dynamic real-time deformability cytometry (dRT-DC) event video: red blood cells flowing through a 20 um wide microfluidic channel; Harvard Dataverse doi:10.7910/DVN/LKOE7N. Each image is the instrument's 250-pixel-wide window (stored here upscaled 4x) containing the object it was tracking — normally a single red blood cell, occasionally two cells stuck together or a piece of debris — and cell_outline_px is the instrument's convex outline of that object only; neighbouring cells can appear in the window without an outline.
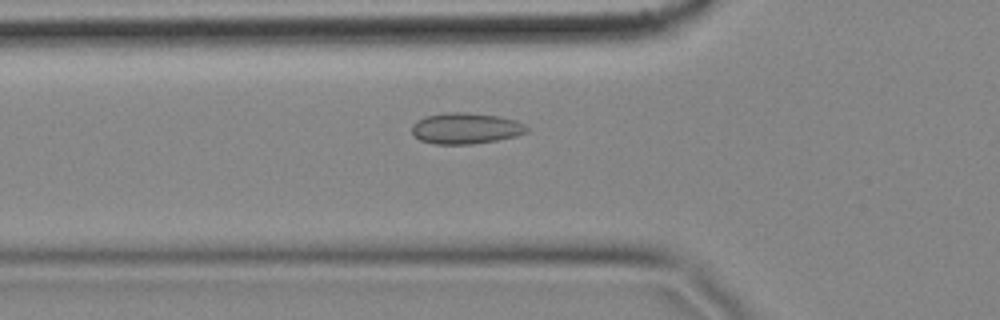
{"species": "common noctule bat (a hibernating species)", "species_latin": "Nyctalus noctula", "temperature_condition": "cold", "stored_images_in_passage": 51, "camera_frame_rate_fps": 3000, "um_per_image_px": 0.085, "animal": {"sex": "female", "body_mass_g": 18.4}, "frame": {"image": 1, "passage_image": 19, "time_ms": 6.0, "image_size_px": [1000, 320], "cell_outline_px": [[528, 132], [516, 136], [496, 140], [472, 144], [432, 144], [420, 140], [412, 132], [412, 124], [416, 120], [424, 116], [444, 112], [468, 112], [500, 116], [516, 120], [524, 124], [528, 128]], "centroid_in_image_um": [39.57, 10.9], "position_along_channel_um": 86.2, "area_um2": 21.04}}
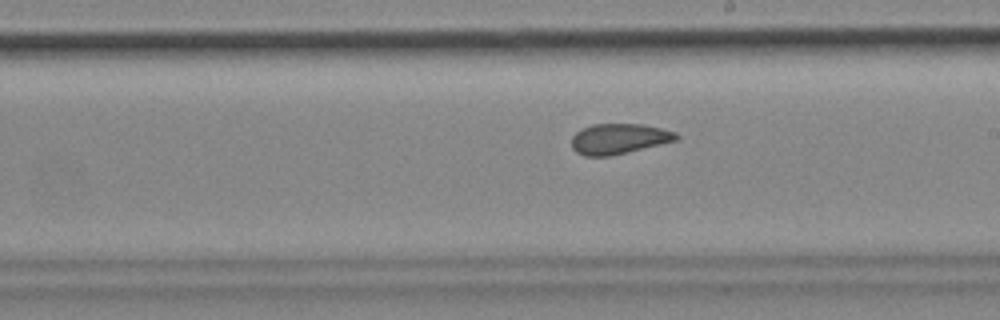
{"frame": {"image": 2, "passage_image": 32, "time_ms": 10.333, "image_size_px": [1000, 320], "cell_outline_px": [[680, 136], [676, 140], [612, 156], [584, 156], [576, 152], [572, 148], [572, 136], [580, 128], [592, 124], [644, 124], [676, 132]], "centroid_in_image_um": [52.57, 11.79], "position_along_channel_um": 236.4, "area_um2": 18.61}}
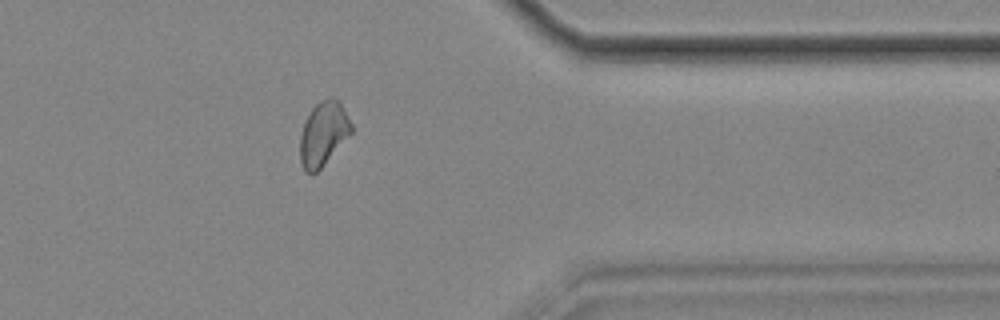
{"frame": {"image": 3, "passage_image": 46, "time_ms": 15.0, "image_size_px": [1000, 320], "cell_outline_px": [[352, 132], [320, 168], [316, 172], [304, 172], [300, 160], [300, 136], [304, 124], [312, 108], [320, 100], [332, 96], [340, 104], [352, 124]], "centroid_in_image_um": [27.47, 11.36], "position_along_channel_um": 383.9, "area_um2": 18.67}, "authors_computed_cell_mechanics": {"area_um2": 19.363, "velocity_mm_per_s": 3.4577, "shape_relaxation_time_tau1_ms": null, "shape_relaxation_time_tau2_ms": 1.6358, "deformation_change_tau1": null, "deformation_change_tau2": 0.0618}}